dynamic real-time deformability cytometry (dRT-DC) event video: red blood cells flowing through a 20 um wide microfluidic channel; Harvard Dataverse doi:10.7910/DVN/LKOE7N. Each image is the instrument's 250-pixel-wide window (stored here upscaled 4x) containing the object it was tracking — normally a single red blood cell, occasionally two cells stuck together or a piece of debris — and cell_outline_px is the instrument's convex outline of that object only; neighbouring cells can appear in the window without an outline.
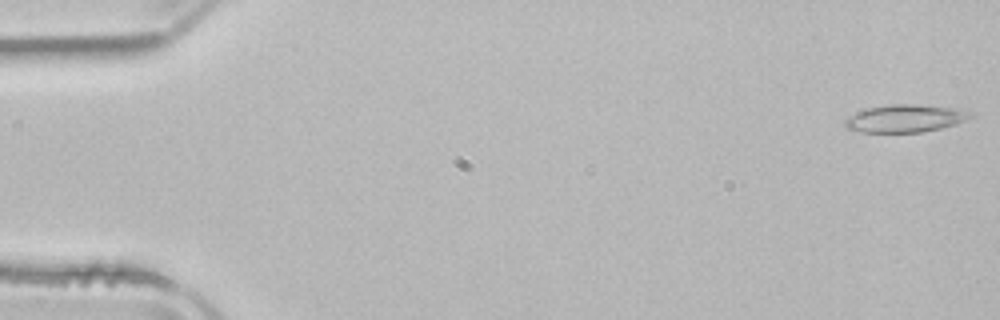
{"species": "common noctule bat (a hibernating species)", "species_latin": "Nyctalus noctula", "temperature_condition": "room temperature", "stored_images_in_passage": 4, "camera_frame_rate_fps": 3000, "um_per_image_px": 0.085, "animal": {"sex": "male", "body_mass_g": 21.5, "forearm_length_mm": 52.0}, "frame": {"image": 1, "passage_image": 1, "time_ms": 0.0, "image_size_px": [1000, 320], "cell_outline_px": [[972, 116], [956, 124], [940, 128], [920, 132], [860, 132], [848, 128], [844, 124], [844, 120], [848, 116], [868, 108], [888, 104], [916, 104], [956, 108], [972, 112]], "centroid_in_image_um": [76.93, 10.06], "position_along_channel_um": 8.1, "area_um2": 20.06}}
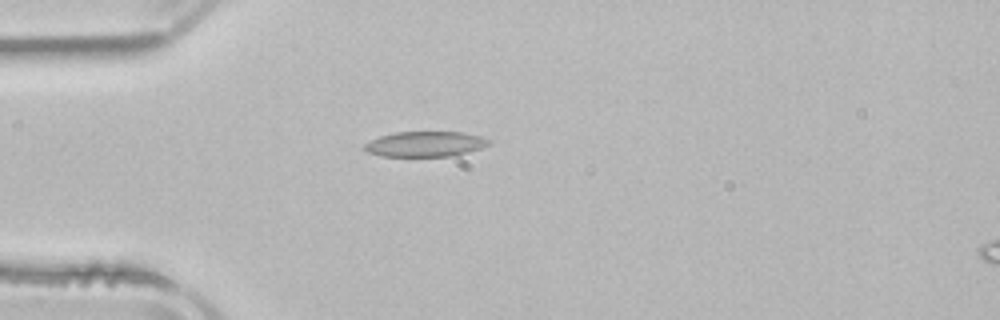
{"frame": {"image": 2, "passage_image": 4, "time_ms": 4.333, "image_size_px": [1000, 320], "cell_outline_px": [[492, 144], [468, 152], [452, 156], [380, 156], [368, 152], [364, 148], [364, 144], [380, 136], [396, 132], [464, 132], [480, 136], [492, 140]], "centroid_in_image_um": [36.19, 12.24], "position_along_channel_um": 48.8, "area_um2": 18.32}}